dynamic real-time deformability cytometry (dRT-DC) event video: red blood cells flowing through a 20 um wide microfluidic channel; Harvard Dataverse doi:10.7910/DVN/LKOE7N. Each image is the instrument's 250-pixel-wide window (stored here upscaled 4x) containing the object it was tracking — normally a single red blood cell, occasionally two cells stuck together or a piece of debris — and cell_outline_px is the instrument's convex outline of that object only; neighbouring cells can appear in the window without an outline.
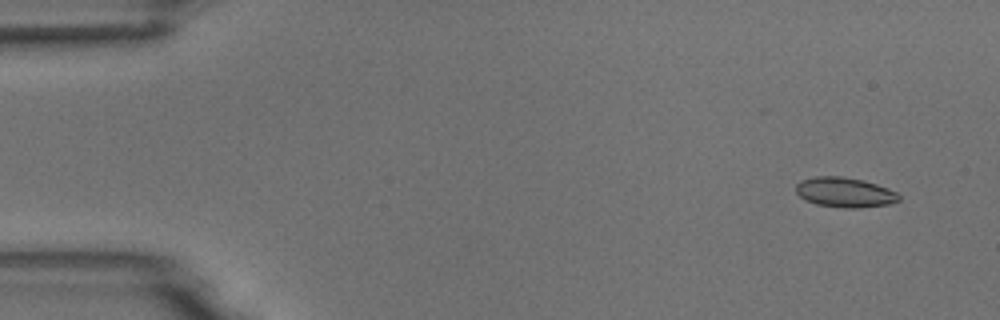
{"species": "common noctule bat (a hibernating species)", "species_latin": "Nyctalus noctula", "temperature_condition": "room temperature", "stored_images_in_passage": 4, "camera_frame_rate_fps": 3000, "um_per_image_px": 0.085, "animal": {"sex": "male", "body_mass_g": 18.8}, "frame": {"image": 1, "passage_image": 1, "time_ms": 0.0, "image_size_px": [1000, 320], "cell_outline_px": [[900, 200], [888, 204], [856, 208], [844, 208], [816, 204], [804, 200], [796, 192], [796, 184], [800, 180], [816, 176], [840, 176], [864, 180], [888, 188], [896, 192], [900, 196]], "centroid_in_image_um": [71.78, 16.34], "position_along_channel_um": 13.2, "area_um2": 17.98}}
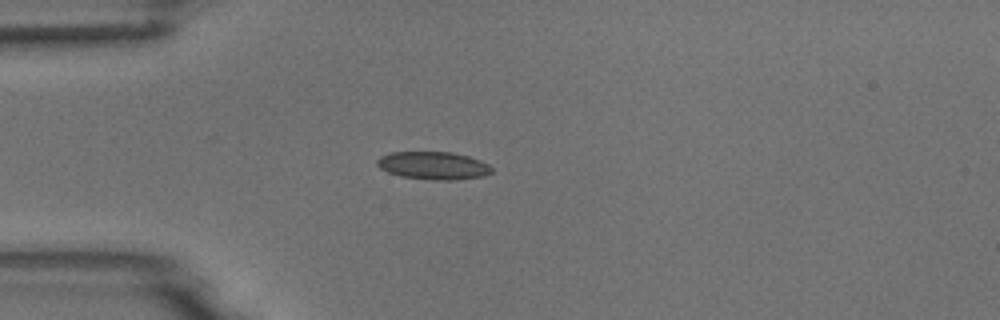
{"frame": {"image": 2, "passage_image": 4, "time_ms": 3.667, "image_size_px": [1000, 320], "cell_outline_px": [[492, 172], [484, 176], [452, 180], [432, 180], [400, 176], [388, 172], [380, 168], [376, 164], [376, 160], [380, 156], [392, 152], [452, 152], [468, 156], [480, 160], [488, 164], [492, 168]], "centroid_in_image_um": [36.82, 14.07], "position_along_channel_um": 48.2, "area_um2": 18.61}}